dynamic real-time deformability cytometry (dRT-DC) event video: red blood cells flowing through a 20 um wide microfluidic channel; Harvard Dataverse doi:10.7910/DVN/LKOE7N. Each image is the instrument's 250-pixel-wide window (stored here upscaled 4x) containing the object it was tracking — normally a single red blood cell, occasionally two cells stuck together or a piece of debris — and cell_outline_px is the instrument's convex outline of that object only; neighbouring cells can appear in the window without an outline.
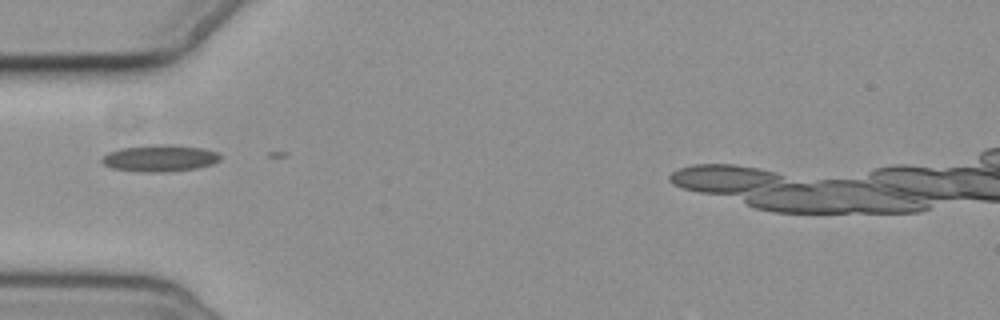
{"species": "common noctule bat (a hibernating species)", "species_latin": "Nyctalus noctula", "temperature_condition": "cold", "stored_images_in_passage": 2, "camera_frame_rate_fps": 3000, "um_per_image_px": 0.085, "animal": {"sex": "female", "body_mass_g": 19.3, "forearm_length_mm": 54.1}, "frame": {"image": 1, "passage_image": 1, "time_ms": 0.0, "image_size_px": [1000, 320], "cell_outline_px": [[220, 160], [212, 164], [196, 168], [168, 172], [140, 172], [112, 168], [104, 164], [100, 160], [108, 152], [120, 148], [200, 148], [216, 152], [220, 156]], "centroid_in_image_um": [13.54, 13.53], "position_along_channel_um": 71.5, "area_um2": 17.05}}